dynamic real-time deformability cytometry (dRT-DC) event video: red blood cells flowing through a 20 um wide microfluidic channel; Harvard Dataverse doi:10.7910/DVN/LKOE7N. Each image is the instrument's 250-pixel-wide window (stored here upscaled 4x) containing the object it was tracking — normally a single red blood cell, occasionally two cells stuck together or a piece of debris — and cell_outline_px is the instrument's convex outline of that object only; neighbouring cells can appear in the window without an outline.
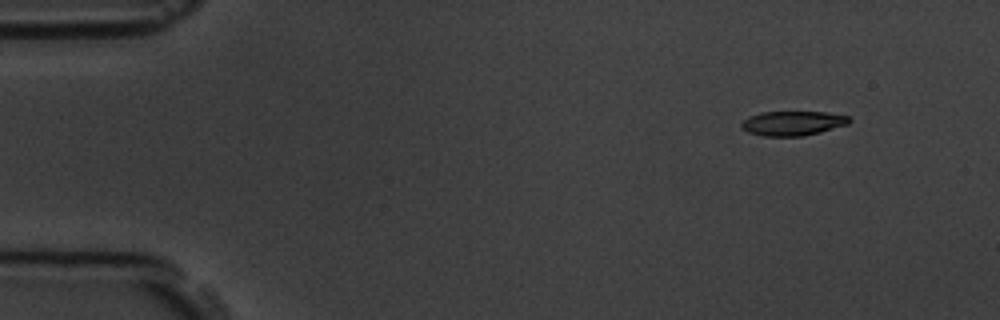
{"species": "common noctule bat (a hibernating species)", "species_latin": "Nyctalus noctula", "temperature_condition": "room temperature", "stored_images_in_passage": 4, "camera_frame_rate_fps": 3000, "um_per_image_px": 0.085, "animal": {"sex": "male", "body_mass_g": 19.5, "forearm_length_mm": 54.6}, "frame": {"image": 1, "passage_image": 1, "time_ms": 0.0, "image_size_px": [1000, 320], "cell_outline_px": [[852, 120], [848, 124], [820, 132], [804, 136], [764, 136], [748, 132], [740, 128], [740, 124], [748, 116], [760, 112], [824, 112], [848, 116]], "centroid_in_image_um": [67.35, 10.48], "position_along_channel_um": 17.6, "area_um2": 15.43}}
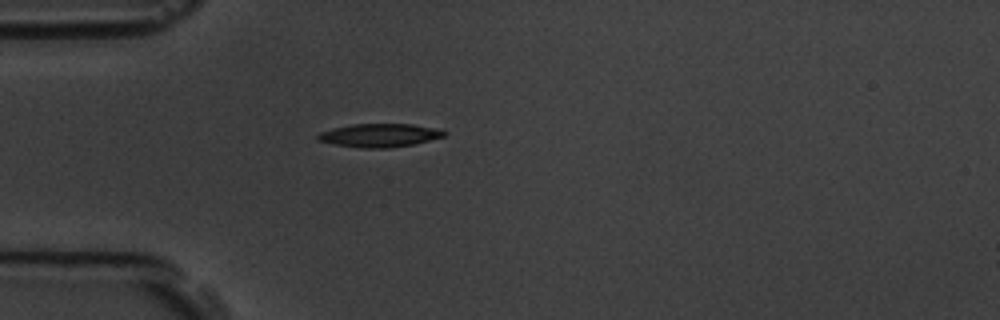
{"frame": {"image": 2, "passage_image": 4, "time_ms": 3.333, "image_size_px": [1000, 320], "cell_outline_px": [[448, 132], [444, 136], [412, 144], [388, 148], [360, 148], [336, 144], [316, 140], [316, 136], [320, 132], [332, 128], [352, 124], [412, 124], [444, 128]], "centroid_in_image_um": [32.3, 11.49], "position_along_channel_um": 52.7, "area_um2": 17.34}}